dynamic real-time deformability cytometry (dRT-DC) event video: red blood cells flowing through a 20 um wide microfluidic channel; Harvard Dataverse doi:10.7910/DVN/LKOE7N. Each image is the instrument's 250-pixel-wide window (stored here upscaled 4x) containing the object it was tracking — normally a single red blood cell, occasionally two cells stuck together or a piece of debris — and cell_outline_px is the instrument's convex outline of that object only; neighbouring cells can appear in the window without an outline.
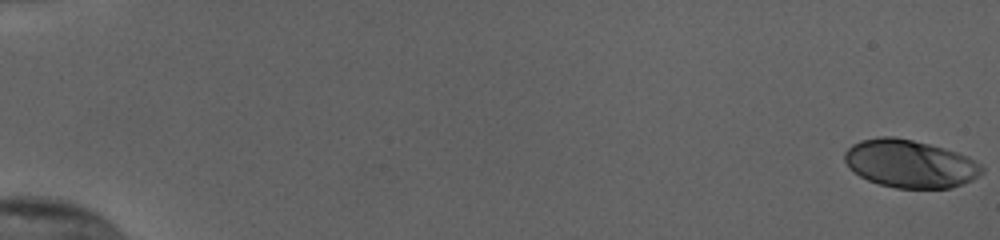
{"species": "human", "species_latin": "Homo sapiens", "temperature_condition": "cold", "stored_images_in_passage": 56, "camera_frame_rate_fps": 3000, "um_per_image_px": 0.085, "donor": {"sex": "female"}, "frame": {"image": 1, "passage_image": 1, "time_ms": 0.0, "image_size_px": [1000, 240], "cell_outline_px": [[984, 172], [972, 180], [964, 184], [948, 188], [896, 188], [880, 184], [868, 180], [852, 172], [848, 168], [844, 160], [844, 152], [852, 144], [860, 140], [880, 136], [896, 136], [944, 148], [968, 156], [980, 164], [984, 168]], "centroid_in_image_um": [77.33, 13.91], "position_along_channel_um": 7.7, "area_um2": 38.49}}
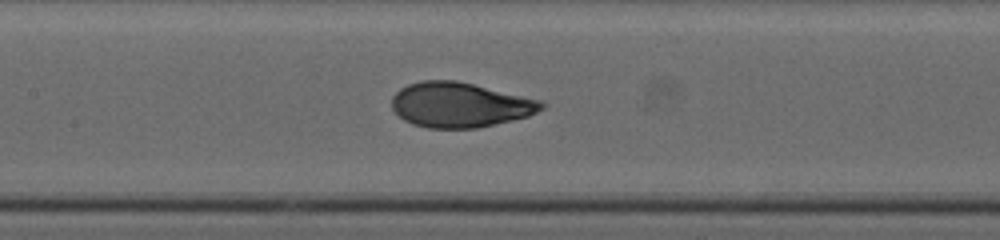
{"frame": {"image": 2, "passage_image": 29, "time_ms": 9.333, "image_size_px": [1000, 240], "cell_outline_px": [[548, 104], [544, 108], [528, 116], [512, 120], [476, 128], [428, 128], [412, 124], [404, 120], [392, 108], [392, 96], [400, 88], [408, 84], [420, 80], [456, 80], [540, 100]], "centroid_in_image_um": [39.07, 8.91], "position_along_channel_um": 168.3, "area_um2": 39.07}}
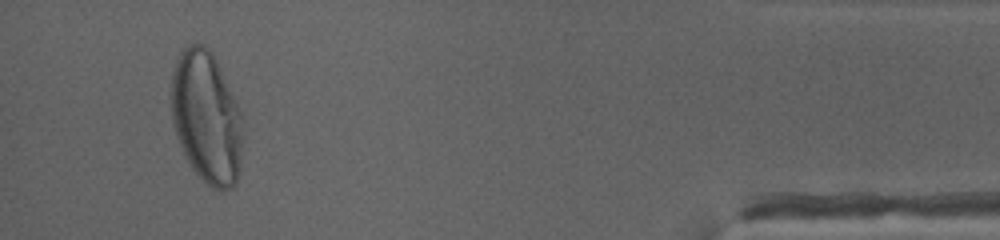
{"frame": {"image": 3, "passage_image": 53, "time_ms": 17.333, "image_size_px": [1000, 240], "cell_outline_px": [[244, 132], [240, 172], [236, 184], [232, 188], [212, 188], [192, 168], [184, 156], [176, 136], [172, 120], [172, 68], [180, 52], [184, 48], [192, 44], [204, 44], [212, 52], [240, 108]], "centroid_in_image_um": [17.57, 9.98], "position_along_channel_um": 417.6, "area_um2": 55.49}, "authors_computed_cell_mechanics": {"area_um2": 38.7549, "velocity_mm_per_s": 3.8228, "shape_relaxation_time_tau1_ms": 3.892, "shape_relaxation_time_tau2_ms": null, "deformation_change_tau1": 0.2045, "deformation_change_tau2": null}}